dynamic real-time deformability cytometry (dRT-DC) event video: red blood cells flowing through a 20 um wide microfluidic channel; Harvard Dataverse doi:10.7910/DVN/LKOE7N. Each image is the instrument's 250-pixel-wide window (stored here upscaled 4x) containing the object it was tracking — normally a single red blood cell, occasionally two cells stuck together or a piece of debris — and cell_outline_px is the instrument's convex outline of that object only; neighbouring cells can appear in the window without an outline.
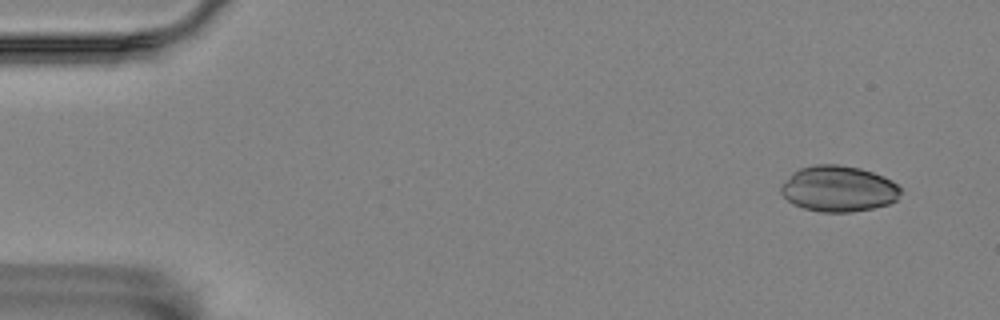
{"species": "Egyptian fruit bat (a non-hibernating species)", "species_latin": "Rousettus aegyptiacus", "temperature_condition": "room temperature", "stored_images_in_passage": 6, "camera_frame_rate_fps": 3000, "um_per_image_px": 0.085, "animal": {"sex": "female"}, "frame": {"image": 1, "passage_image": 2, "time_ms": 0.333, "image_size_px": [1000, 320], "cell_outline_px": [[900, 192], [896, 200], [888, 204], [872, 208], [852, 212], [820, 212], [804, 208], [792, 204], [780, 192], [780, 184], [792, 172], [800, 168], [816, 164], [840, 164], [860, 168], [884, 176], [892, 180], [900, 188]], "centroid_in_image_um": [71.24, 16.03], "position_along_channel_um": 13.8, "area_um2": 32.19}}
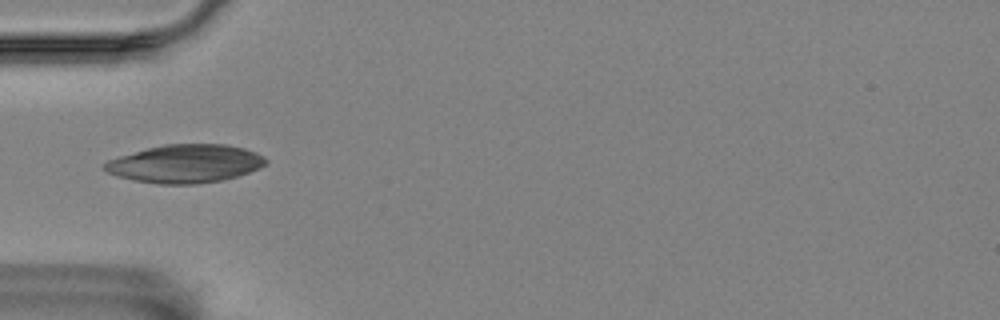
{"frame": {"image": 2, "passage_image": 6, "time_ms": 1.667, "image_size_px": [1000, 320], "cell_outline_px": [[268, 164], [260, 168], [224, 180], [196, 184], [160, 184], [132, 180], [116, 176], [100, 168], [108, 160], [120, 156], [148, 148], [164, 144], [224, 144], [244, 148], [256, 152], [264, 156], [268, 160]], "centroid_in_image_um": [15.76, 13.92], "position_along_channel_um": 69.2, "area_um2": 36.01}}